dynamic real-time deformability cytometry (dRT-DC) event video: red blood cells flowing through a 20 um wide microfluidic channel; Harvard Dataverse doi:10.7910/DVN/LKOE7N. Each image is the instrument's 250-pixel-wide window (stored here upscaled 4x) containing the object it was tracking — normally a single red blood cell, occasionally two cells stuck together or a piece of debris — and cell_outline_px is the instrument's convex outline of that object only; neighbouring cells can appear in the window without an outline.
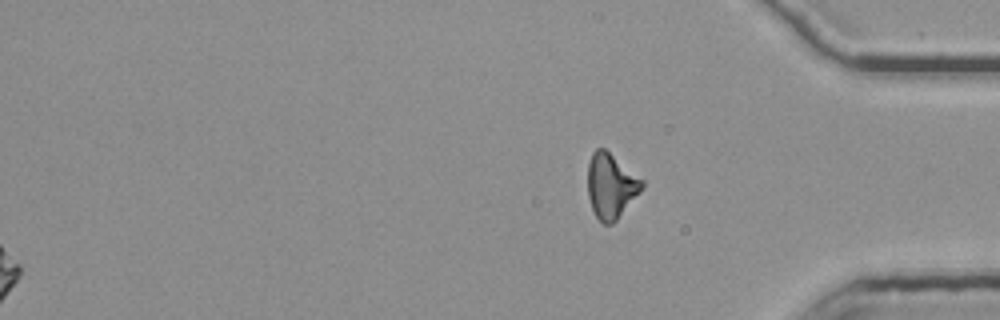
{"species": "common noctule bat (a hibernating species)", "species_latin": "Nyctalus noctula", "temperature_condition": "room temperature", "stored_images_in_passage": 44, "segment_of_instrument_passage": [2, 2], "camera_frame_rate_fps": 3000, "um_per_image_px": 0.085, "animal": {"sex": "female", "body_mass_g": 25.1}, "frame": {"image": 1, "passage_image": 44, "time_ms": 14.333, "image_size_px": [1000, 320], "cell_outline_px": [[644, 188], [616, 220], [612, 224], [604, 224], [596, 216], [592, 208], [588, 196], [588, 164], [592, 152], [596, 148], [604, 148], [644, 180]], "centroid_in_image_um": [51.94, 15.79], "position_along_channel_um": 383.3, "area_um2": 20.46}}